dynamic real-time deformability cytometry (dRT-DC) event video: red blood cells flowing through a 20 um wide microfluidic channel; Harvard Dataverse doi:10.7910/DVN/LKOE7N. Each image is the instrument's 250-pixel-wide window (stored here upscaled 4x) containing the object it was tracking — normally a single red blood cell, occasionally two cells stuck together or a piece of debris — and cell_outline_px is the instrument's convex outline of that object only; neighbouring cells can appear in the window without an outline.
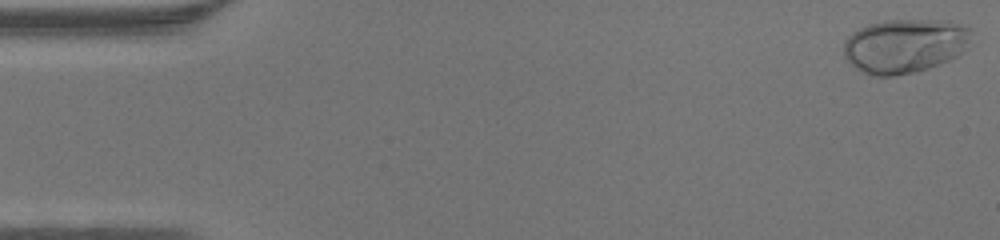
{"species": "human", "species_latin": "Homo sapiens", "temperature_condition": "warm", "stored_images_in_passage": 14, "camera_frame_rate_fps": 3000, "um_per_image_px": 0.085, "donor": {"sex": "male"}, "frame": {"image": 1, "passage_image": 1, "time_ms": 0.0, "image_size_px": [1000, 240], "cell_outline_px": [[972, 28], [968, 48], [956, 56], [940, 64], [928, 68], [912, 72], [892, 76], [872, 76], [856, 68], [844, 56], [844, 40], [852, 32], [868, 24], [884, 20], [948, 20]], "centroid_in_image_um": [76.92, 3.88], "position_along_channel_um": 8.1, "area_um2": 40.46}}